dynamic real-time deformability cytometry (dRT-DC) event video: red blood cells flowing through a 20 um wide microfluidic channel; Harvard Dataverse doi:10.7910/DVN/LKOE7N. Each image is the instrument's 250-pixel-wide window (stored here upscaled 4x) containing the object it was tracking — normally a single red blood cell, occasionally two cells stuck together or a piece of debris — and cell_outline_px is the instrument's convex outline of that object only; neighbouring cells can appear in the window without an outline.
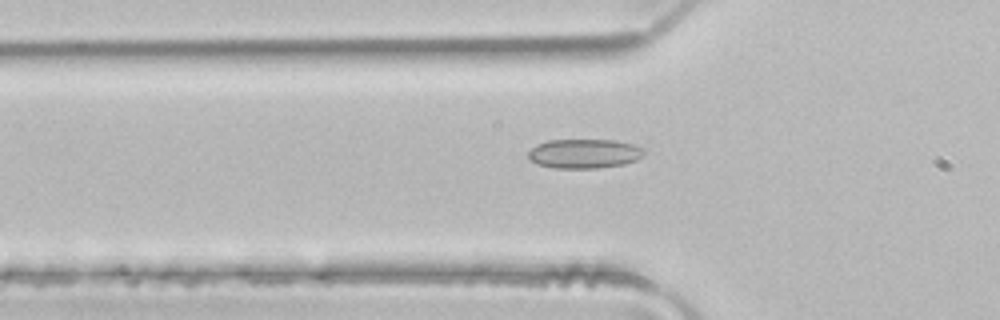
{"species": "common noctule bat (a hibernating species)", "species_latin": "Nyctalus noctula", "temperature_condition": "room temperature", "stored_images_in_passage": 5, "camera_frame_rate_fps": 3000, "um_per_image_px": 0.085, "animal": {"sex": "male", "body_mass_g": 21.5, "forearm_length_mm": 52.0}, "frame": {"image": 1, "passage_image": 5, "time_ms": 1.333, "image_size_px": [1000, 320], "cell_outline_px": [[644, 156], [636, 160], [624, 164], [596, 168], [552, 168], [528, 160], [528, 152], [536, 144], [548, 140], [616, 140], [632, 144], [644, 148]], "centroid_in_image_um": [49.66, 13.05], "position_along_channel_um": 76.1, "area_um2": 19.88}}